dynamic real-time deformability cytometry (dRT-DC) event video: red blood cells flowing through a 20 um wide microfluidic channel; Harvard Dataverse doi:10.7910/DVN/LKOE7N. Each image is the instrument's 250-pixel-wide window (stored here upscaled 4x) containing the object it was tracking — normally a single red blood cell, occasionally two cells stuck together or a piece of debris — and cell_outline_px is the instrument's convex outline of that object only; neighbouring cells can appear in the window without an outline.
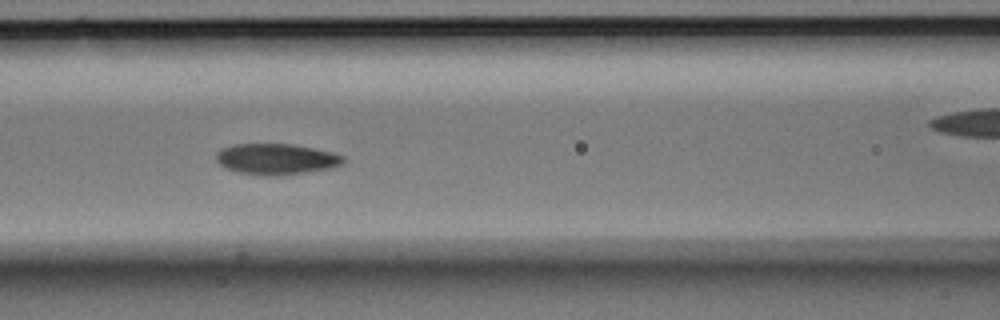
{"species": "Egyptian fruit bat (a non-hibernating species)", "species_latin": "Rousettus aegyptiacus", "temperature_condition": "room temperature", "stored_images_in_passage": 10, "camera_frame_rate_fps": 3000, "um_per_image_px": 0.085, "animal": {"sex": "male"}, "frame": {"image": 1, "passage_image": 6, "time_ms": 1.667, "image_size_px": [1000, 320], "cell_outline_px": [[344, 160], [340, 164], [332, 168], [280, 176], [264, 176], [236, 172], [224, 168], [216, 160], [216, 152], [232, 144], [292, 144], [332, 152], [344, 156]], "centroid_in_image_um": [23.45, 13.53], "position_along_channel_um": 143.2, "area_um2": 23.0}}
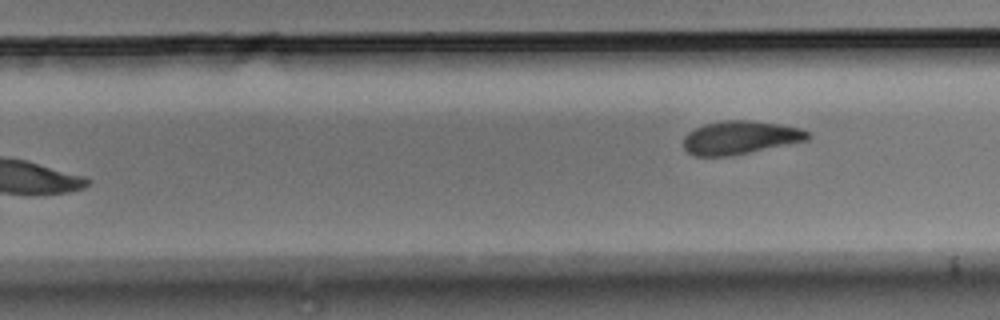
{"frame": {"image": 2, "passage_image": 10, "time_ms": 3.0, "image_size_px": [1000, 320], "cell_outline_px": [[812, 136], [808, 140], [732, 156], [696, 156], [688, 152], [684, 148], [684, 136], [688, 132], [704, 124], [724, 120], [748, 120], [780, 124], [800, 128], [812, 132]], "centroid_in_image_um": [62.95, 11.69], "position_along_channel_um": 266.8, "area_um2": 24.28}}